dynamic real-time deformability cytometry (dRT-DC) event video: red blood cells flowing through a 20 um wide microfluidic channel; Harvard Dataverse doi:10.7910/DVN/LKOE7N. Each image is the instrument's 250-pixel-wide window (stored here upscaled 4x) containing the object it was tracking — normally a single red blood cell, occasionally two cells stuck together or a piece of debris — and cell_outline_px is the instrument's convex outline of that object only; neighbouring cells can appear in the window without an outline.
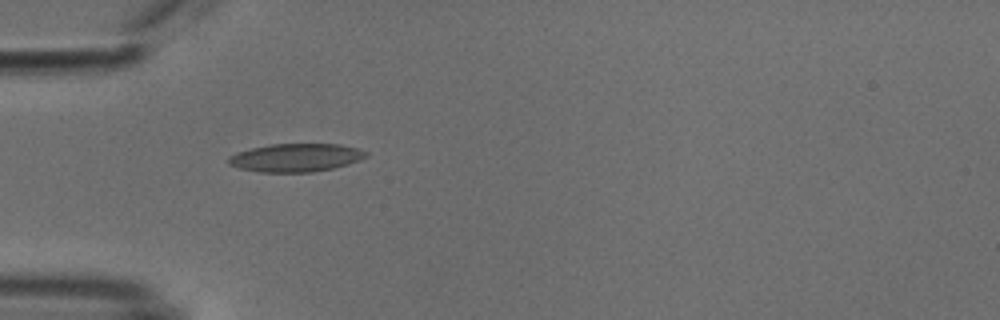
{"species": "common noctule bat (a hibernating species)", "species_latin": "Nyctalus noctula", "temperature_condition": "cold", "stored_images_in_passage": 38, "camera_frame_rate_fps": 3000, "um_per_image_px": 0.085, "animal": {"sex": "male", "body_mass_g": 18.8}, "frame": {"image": 1, "passage_image": 1, "time_ms": 0.0, "image_size_px": [1000, 320], "cell_outline_px": [[368, 156], [360, 160], [348, 164], [332, 168], [312, 172], [260, 172], [240, 168], [228, 164], [228, 156], [236, 152], [252, 148], [272, 144], [340, 144], [356, 148], [368, 152]], "centroid_in_image_um": [25.14, 13.4], "position_along_channel_um": 59.9, "area_um2": 22.54}}
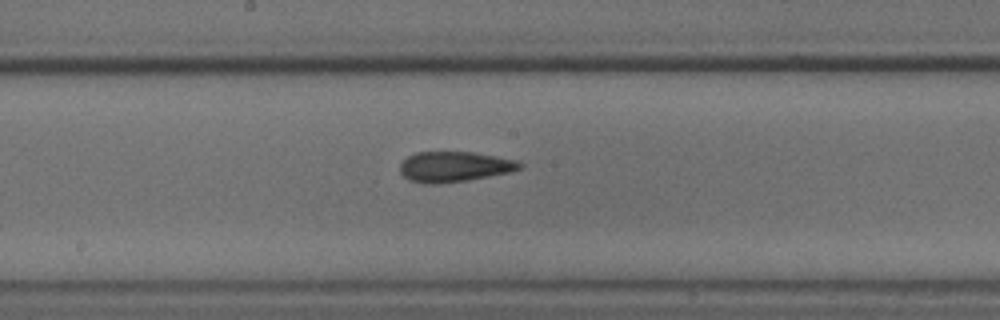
{"frame": {"image": 2, "passage_image": 13, "time_ms": 4.0, "image_size_px": [1000, 320], "cell_outline_px": [[524, 164], [520, 168], [512, 172], [468, 180], [436, 184], [428, 184], [408, 180], [400, 172], [400, 164], [408, 156], [416, 152], [472, 152], [520, 160]], "centroid_in_image_um": [38.65, 14.17], "position_along_channel_um": 209.5, "area_um2": 21.33}}
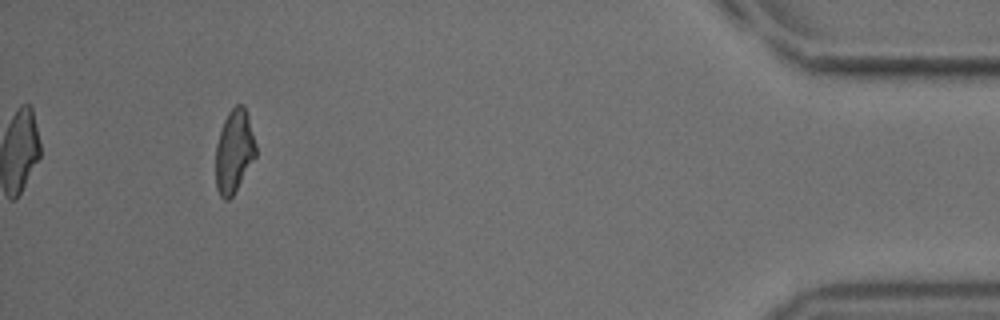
{"frame": {"image": 3, "passage_image": 34, "time_ms": 11.0, "image_size_px": [1000, 320], "cell_outline_px": [[256, 156], [232, 196], [228, 200], [224, 200], [220, 196], [216, 188], [216, 144], [224, 120], [228, 112], [236, 104], [244, 104], [248, 116], [256, 144]], "centroid_in_image_um": [19.9, 12.85], "position_along_channel_um": 415.3, "area_um2": 19.36}, "authors_computed_cell_mechanics": {"area_um2": 20.7213, "velocity_mm_per_s": 3.8218, "shape_relaxation_time_tau1_ms": null, "shape_relaxation_time_tau2_ms": 2.9756, "deformation_change_tau1": null, "deformation_change_tau2": 0.1055}}